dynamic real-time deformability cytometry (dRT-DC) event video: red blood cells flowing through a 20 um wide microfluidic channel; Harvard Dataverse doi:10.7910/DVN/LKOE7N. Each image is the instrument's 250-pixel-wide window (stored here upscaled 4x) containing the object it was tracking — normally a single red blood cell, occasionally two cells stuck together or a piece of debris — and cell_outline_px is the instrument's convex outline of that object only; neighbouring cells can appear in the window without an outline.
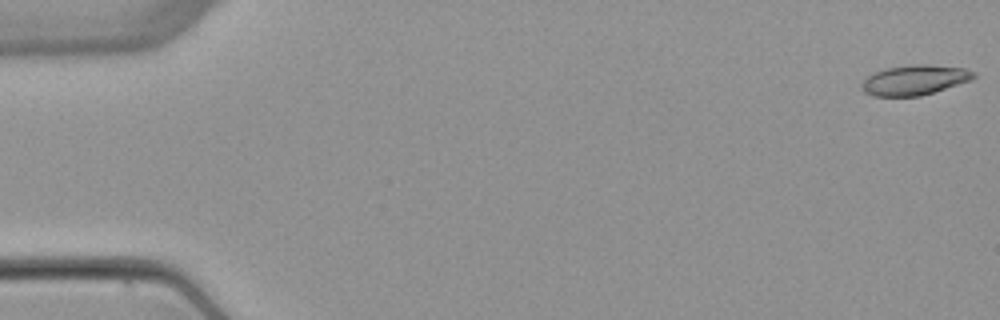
{"species": "common noctule bat (a hibernating species)", "species_latin": "Nyctalus noctula", "temperature_condition": "warm", "stored_images_in_passage": 5, "camera_frame_rate_fps": 3000, "um_per_image_px": 0.085, "animal": {"sex": "female", "body_mass_g": 22.7, "forearm_length_mm": 54.2}, "frame": {"image": 1, "passage_image": 1, "time_ms": 0.0, "image_size_px": [1000, 320], "cell_outline_px": [[976, 76], [972, 80], [920, 96], [872, 96], [864, 92], [860, 88], [860, 84], [868, 76], [884, 68], [908, 64], [928, 64], [964, 68], [976, 72]], "centroid_in_image_um": [77.73, 6.79], "position_along_channel_um": 7.3, "area_um2": 19.77}}
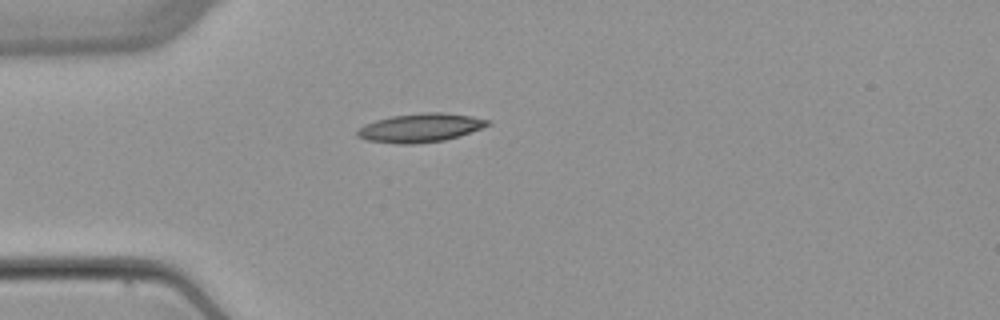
{"frame": {"image": 2, "passage_image": 4, "time_ms": 4.667, "image_size_px": [1000, 320], "cell_outline_px": [[492, 124], [484, 128], [460, 136], [444, 140], [412, 144], [400, 144], [368, 140], [356, 136], [356, 132], [364, 124], [376, 120], [392, 116], [424, 112], [440, 112], [472, 116], [488, 120]], "centroid_in_image_um": [35.76, 10.86], "position_along_channel_um": 49.2, "area_um2": 21.79}}